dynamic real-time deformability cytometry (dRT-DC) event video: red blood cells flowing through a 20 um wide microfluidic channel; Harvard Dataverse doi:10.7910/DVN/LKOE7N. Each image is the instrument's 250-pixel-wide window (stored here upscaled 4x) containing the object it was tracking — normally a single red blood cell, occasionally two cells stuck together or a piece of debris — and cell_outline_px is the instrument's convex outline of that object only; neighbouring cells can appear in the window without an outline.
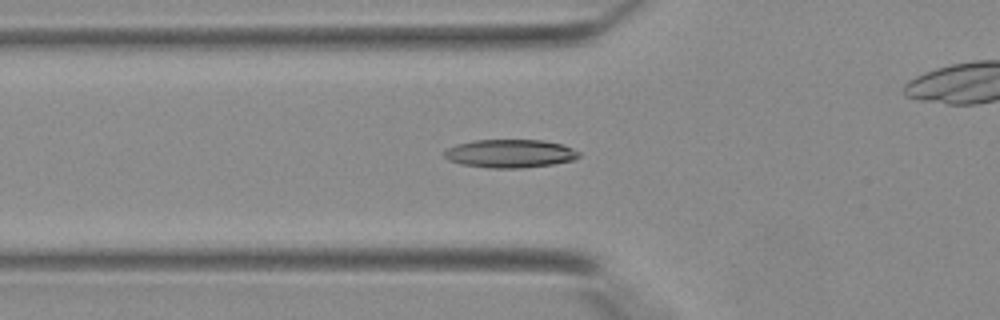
{"species": "Egyptian fruit bat (a non-hibernating species)", "species_latin": "Rousettus aegyptiacus", "temperature_condition": "warm", "stored_images_in_passage": 32, "camera_frame_rate_fps": 3000, "um_per_image_px": 0.085, "animal": {"sex": "female"}, "frame": {"image": 1, "passage_image": 5, "time_ms": 1.333, "image_size_px": [1000, 320], "cell_outline_px": [[580, 156], [572, 160], [552, 164], [520, 168], [488, 168], [460, 164], [448, 160], [444, 156], [444, 152], [448, 148], [456, 144], [472, 140], [544, 140], [564, 144], [580, 152]], "centroid_in_image_um": [43.34, 13.04], "position_along_channel_um": 82.5, "area_um2": 22.31}}
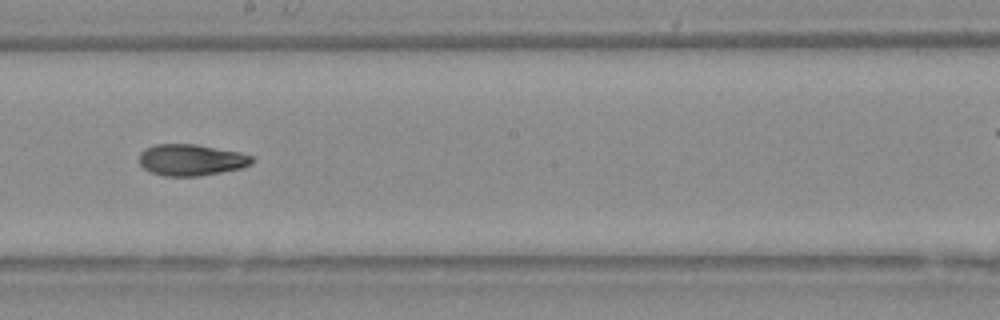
{"frame": {"image": 2, "passage_image": 14, "time_ms": 4.333, "image_size_px": [1000, 320], "cell_outline_px": [[256, 160], [252, 164], [240, 168], [200, 176], [164, 176], [152, 172], [144, 168], [140, 164], [140, 152], [144, 148], [156, 144], [196, 144], [240, 152], [252, 156]], "centroid_in_image_um": [16.26, 13.58], "position_along_channel_um": 231.9, "area_um2": 20.69}}
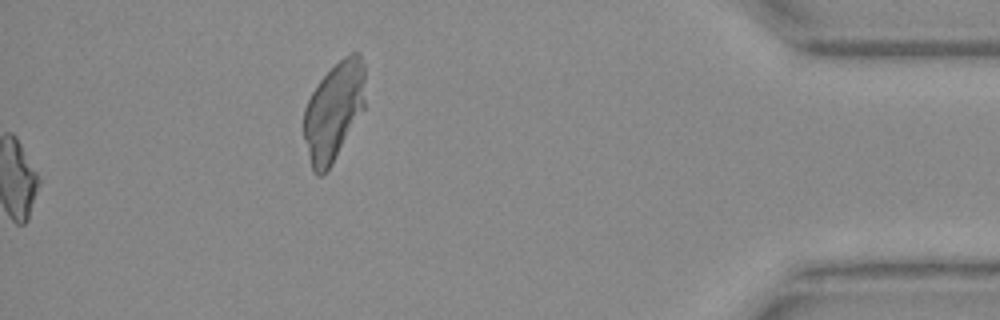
{"frame": {"image": 3, "passage_image": 32, "time_ms": 10.333, "image_size_px": [1000, 320], "cell_outline_px": [[364, 108], [332, 164], [320, 176], [316, 176], [312, 168], [304, 140], [304, 108], [312, 92], [320, 80], [344, 56], [352, 52], [360, 52], [364, 64]], "centroid_in_image_um": [28.37, 9.44], "position_along_channel_um": 406.8, "area_um2": 34.8}}